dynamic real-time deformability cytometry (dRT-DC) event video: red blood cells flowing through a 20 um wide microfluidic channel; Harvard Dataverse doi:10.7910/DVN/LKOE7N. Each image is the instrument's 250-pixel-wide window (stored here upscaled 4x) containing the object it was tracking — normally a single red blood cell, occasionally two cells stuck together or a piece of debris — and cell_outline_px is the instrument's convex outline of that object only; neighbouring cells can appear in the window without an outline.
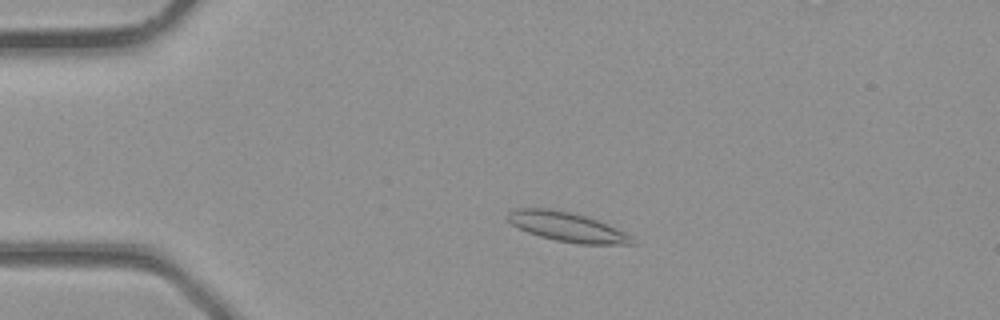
{"species": "common noctule bat (a hibernating species)", "species_latin": "Nyctalus noctula", "temperature_condition": "room temperature", "stored_images_in_passage": 3, "camera_frame_rate_fps": 3000, "um_per_image_px": 0.085, "animal": {"sex": "male", "body_mass_g": 23.1, "forearm_length_mm": 52.7}, "frame": {"image": 1, "passage_image": 2, "time_ms": 0.333, "image_size_px": [1000, 320], "cell_outline_px": [[636, 244], [580, 244], [556, 240], [540, 236], [528, 232], [512, 224], [508, 220], [508, 212], [516, 208], [552, 208], [572, 212], [596, 220], [624, 232]], "centroid_in_image_um": [48.15, 19.27], "position_along_channel_um": 36.9, "area_um2": 20.87}}